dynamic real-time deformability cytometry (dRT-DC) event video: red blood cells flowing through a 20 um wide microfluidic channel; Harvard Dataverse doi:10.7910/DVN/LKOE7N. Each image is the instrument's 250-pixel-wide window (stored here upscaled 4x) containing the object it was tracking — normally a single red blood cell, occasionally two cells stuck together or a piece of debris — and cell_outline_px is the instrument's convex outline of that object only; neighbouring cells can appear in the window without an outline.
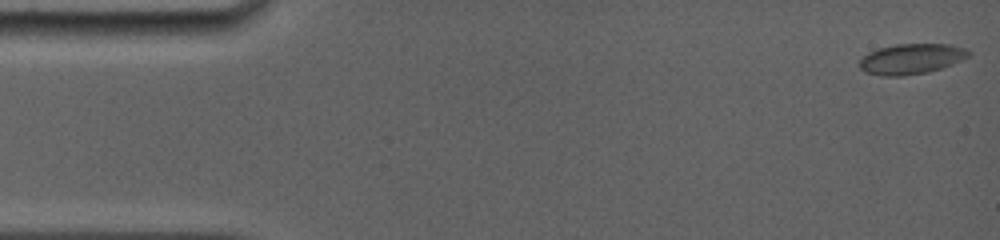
{"species": "common noctule bat (a hibernating species)", "species_latin": "Nyctalus noctula", "temperature_condition": "room temperature", "stored_images_in_passage": 41, "camera_frame_rate_fps": 5000, "um_per_image_px": 0.085, "animal": {"sex": "female", "body_mass_g": 19.0, "forearm_length_mm": 56.7}, "frame": {"image": 1, "passage_image": 1, "time_ms": 0.0, "image_size_px": [1000, 240], "cell_outline_px": [[972, 52], [968, 56], [952, 64], [928, 72], [900, 76], [880, 76], [868, 72], [860, 68], [860, 60], [868, 52], [880, 48], [896, 44], [948, 44], [964, 48]], "centroid_in_image_um": [77.46, 5.0], "position_along_channel_um": 7.5, "area_um2": 19.07}}
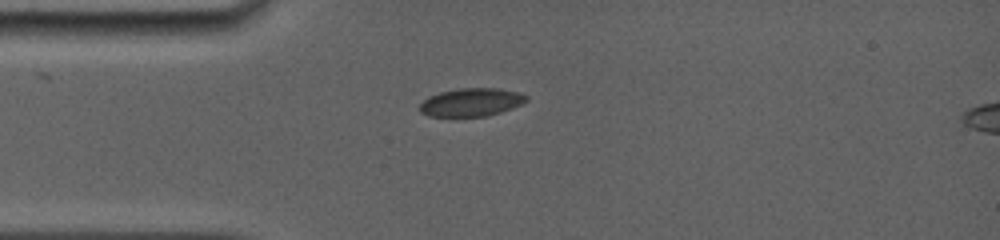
{"frame": {"image": 2, "passage_image": 35, "time_ms": 3.8, "image_size_px": [1000, 240], "cell_outline_px": [[528, 100], [524, 104], [500, 112], [484, 116], [428, 116], [420, 112], [420, 104], [428, 96], [440, 92], [460, 88], [496, 88], [520, 92], [528, 96]], "centroid_in_image_um": [40.09, 8.68], "position_along_channel_um": 44.9, "area_um2": 17.51}}